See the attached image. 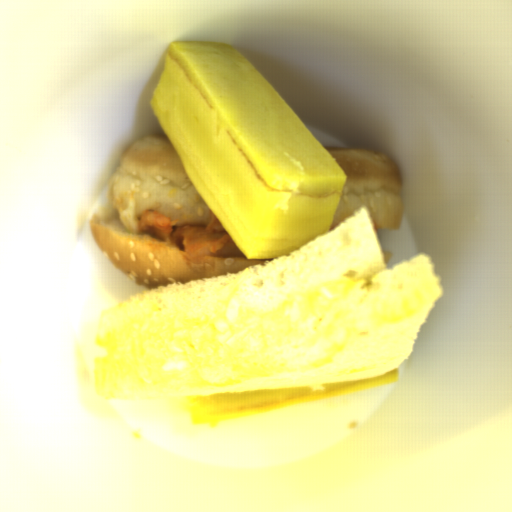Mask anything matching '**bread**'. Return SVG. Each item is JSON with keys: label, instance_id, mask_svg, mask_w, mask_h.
Returning a JSON list of instances; mask_svg holds the SVG:
<instances>
[{"label": "bread", "instance_id": "obj_3", "mask_svg": "<svg viewBox=\"0 0 512 512\" xmlns=\"http://www.w3.org/2000/svg\"><path fill=\"white\" fill-rule=\"evenodd\" d=\"M324 148L346 176L329 233L364 208L368 209L374 231L399 228L403 173L396 161L371 151Z\"/></svg>", "mask_w": 512, "mask_h": 512}, {"label": "bread", "instance_id": "obj_1", "mask_svg": "<svg viewBox=\"0 0 512 512\" xmlns=\"http://www.w3.org/2000/svg\"><path fill=\"white\" fill-rule=\"evenodd\" d=\"M442 293L423 251L387 266L359 209L283 257L97 312V392L127 402L391 373Z\"/></svg>", "mask_w": 512, "mask_h": 512}, {"label": "bread", "instance_id": "obj_2", "mask_svg": "<svg viewBox=\"0 0 512 512\" xmlns=\"http://www.w3.org/2000/svg\"><path fill=\"white\" fill-rule=\"evenodd\" d=\"M156 211L176 226L205 225L212 210L195 189L165 132L137 137L121 154L107 203L89 217L103 255L131 282L154 292L240 273L272 260H249L233 240L203 262L138 231L140 216Z\"/></svg>", "mask_w": 512, "mask_h": 512}]
</instances>
